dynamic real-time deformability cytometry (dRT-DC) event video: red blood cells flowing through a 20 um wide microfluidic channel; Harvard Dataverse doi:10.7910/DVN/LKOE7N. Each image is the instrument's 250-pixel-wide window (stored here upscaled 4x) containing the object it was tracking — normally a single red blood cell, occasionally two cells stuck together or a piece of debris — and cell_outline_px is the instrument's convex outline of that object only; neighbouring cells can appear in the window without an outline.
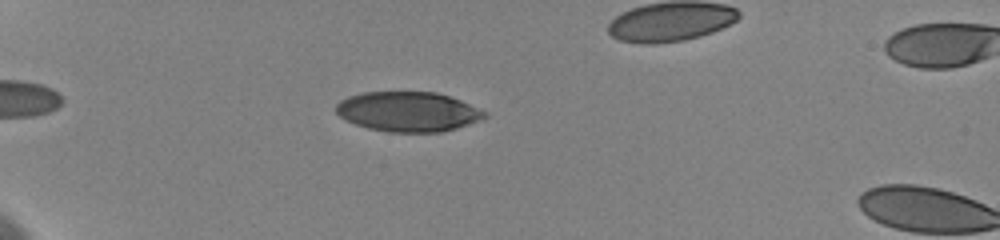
{"species": "human", "species_latin": "Homo sapiens", "temperature_condition": "cold", "stored_images_in_passage": 61, "camera_frame_rate_fps": 3000, "um_per_image_px": 0.085, "donor": {"sex": "female"}, "frame": {"image": 1, "passage_image": 1, "time_ms": 0.0, "image_size_px": [1000, 240], "cell_outline_px": [[488, 116], [468, 124], [456, 128], [440, 132], [388, 132], [368, 128], [356, 124], [340, 116], [336, 112], [336, 104], [340, 100], [348, 96], [364, 92], [436, 92], [460, 100], [488, 112]], "centroid_in_image_um": [34.68, 9.49], "position_along_channel_um": 50.3, "area_um2": 34.33}}